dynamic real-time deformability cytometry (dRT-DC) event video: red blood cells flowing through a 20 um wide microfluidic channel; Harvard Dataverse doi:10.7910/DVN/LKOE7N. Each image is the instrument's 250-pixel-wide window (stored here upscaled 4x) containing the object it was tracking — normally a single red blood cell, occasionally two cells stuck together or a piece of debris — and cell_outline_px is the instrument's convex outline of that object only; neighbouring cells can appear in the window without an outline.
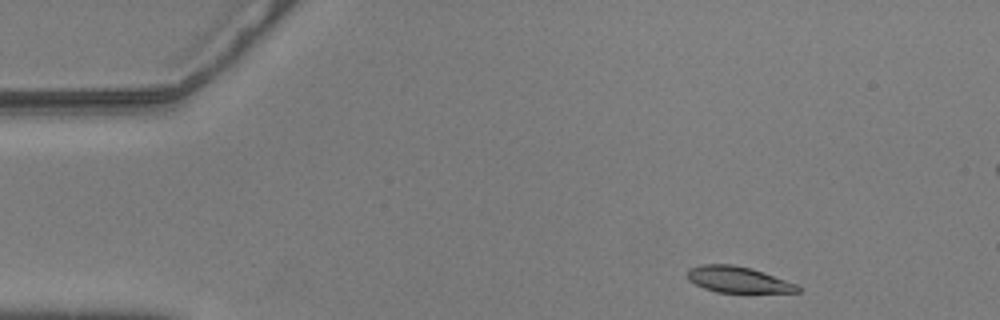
{"species": "common noctule bat (a hibernating species)", "species_latin": "Nyctalus noctula", "temperature_condition": "warm", "stored_images_in_passage": 51, "segment_of_instrument_passage": [1, 2], "camera_frame_rate_fps": 3000, "um_per_image_px": 0.085, "animal": {"sex": "male", "body_mass_g": 20.5, "forearm_length_mm": 52.5}, "frame": {"image": 1, "passage_image": 1, "time_ms": 0.0, "image_size_px": [1000, 320], "cell_outline_px": [[800, 292], [716, 292], [704, 288], [688, 280], [688, 268], [700, 264], [732, 264], [752, 268], [764, 272], [796, 284], [800, 288]], "centroid_in_image_um": [62.7, 23.75], "position_along_channel_um": 22.3, "area_um2": 16.7}}
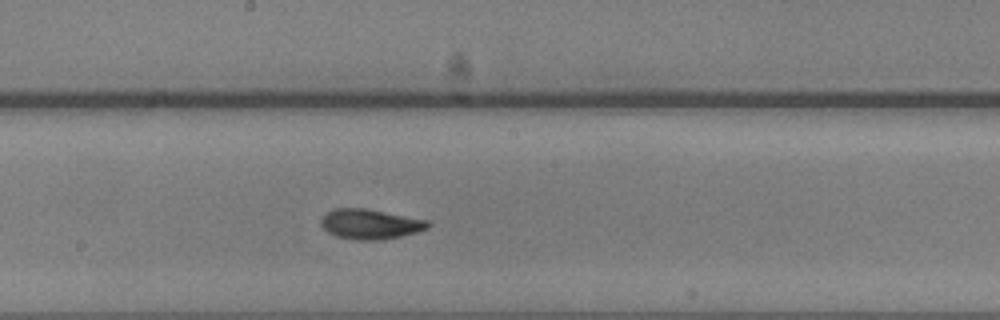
{"frame": {"image": 2, "passage_image": 24, "time_ms": 7.667, "image_size_px": [1000, 320], "cell_outline_px": [[432, 224], [428, 228], [416, 232], [400, 236], [380, 240], [356, 240], [336, 236], [328, 232], [320, 224], [320, 220], [324, 212], [332, 208], [364, 208], [428, 220]], "centroid_in_image_um": [31.43, 19.04], "position_along_channel_um": 216.8, "area_um2": 18.79}}
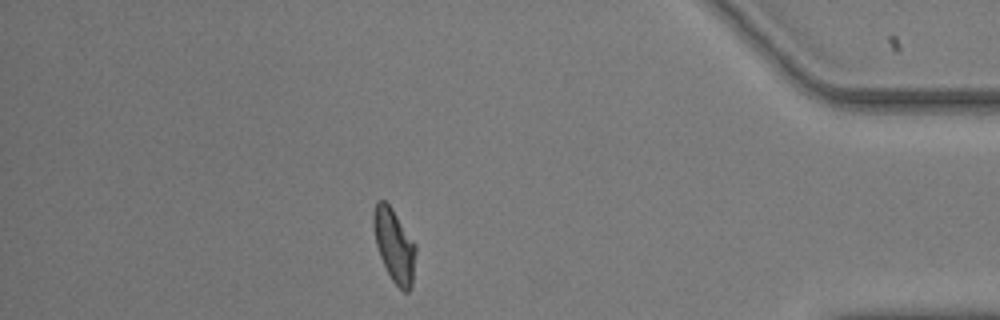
{"frame": {"image": 3, "passage_image": 43, "time_ms": 14.0, "image_size_px": [1000, 320], "cell_outline_px": [[416, 252], [412, 288], [408, 292], [404, 292], [392, 280], [380, 256], [376, 244], [372, 224], [372, 212], [376, 200], [384, 200], [392, 208], [416, 244]], "centroid_in_image_um": [33.51, 20.84], "position_along_channel_um": 401.7, "area_um2": 18.15}}